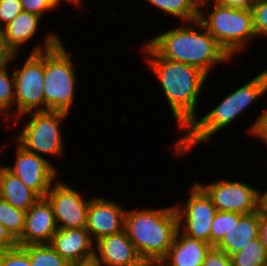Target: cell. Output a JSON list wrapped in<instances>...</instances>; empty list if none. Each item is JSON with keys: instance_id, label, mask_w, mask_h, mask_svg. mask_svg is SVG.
I'll return each instance as SVG.
<instances>
[{"instance_id": "2", "label": "cell", "mask_w": 267, "mask_h": 266, "mask_svg": "<svg viewBox=\"0 0 267 266\" xmlns=\"http://www.w3.org/2000/svg\"><path fill=\"white\" fill-rule=\"evenodd\" d=\"M170 29L149 40L148 44L163 58L186 63L204 72L207 76L217 63L231 59L217 40L198 21ZM196 24V25H195ZM199 30H204L197 32ZM215 64V65H214Z\"/></svg>"}, {"instance_id": "9", "label": "cell", "mask_w": 267, "mask_h": 266, "mask_svg": "<svg viewBox=\"0 0 267 266\" xmlns=\"http://www.w3.org/2000/svg\"><path fill=\"white\" fill-rule=\"evenodd\" d=\"M191 191L185 208L179 204L175 206L178 214V228L182 229L187 236L211 244V226L217 209L211 198L197 183L193 184Z\"/></svg>"}, {"instance_id": "27", "label": "cell", "mask_w": 267, "mask_h": 266, "mask_svg": "<svg viewBox=\"0 0 267 266\" xmlns=\"http://www.w3.org/2000/svg\"><path fill=\"white\" fill-rule=\"evenodd\" d=\"M0 266H31L26 250L17 245L11 249L0 251Z\"/></svg>"}, {"instance_id": "10", "label": "cell", "mask_w": 267, "mask_h": 266, "mask_svg": "<svg viewBox=\"0 0 267 266\" xmlns=\"http://www.w3.org/2000/svg\"><path fill=\"white\" fill-rule=\"evenodd\" d=\"M197 184L211 198L217 211L249 214L260 209V191L246 183L220 179L207 185Z\"/></svg>"}, {"instance_id": "22", "label": "cell", "mask_w": 267, "mask_h": 266, "mask_svg": "<svg viewBox=\"0 0 267 266\" xmlns=\"http://www.w3.org/2000/svg\"><path fill=\"white\" fill-rule=\"evenodd\" d=\"M230 258L233 266H267V256L260 237L230 255Z\"/></svg>"}, {"instance_id": "31", "label": "cell", "mask_w": 267, "mask_h": 266, "mask_svg": "<svg viewBox=\"0 0 267 266\" xmlns=\"http://www.w3.org/2000/svg\"><path fill=\"white\" fill-rule=\"evenodd\" d=\"M202 266H233L231 258L223 250L212 246L207 252Z\"/></svg>"}, {"instance_id": "41", "label": "cell", "mask_w": 267, "mask_h": 266, "mask_svg": "<svg viewBox=\"0 0 267 266\" xmlns=\"http://www.w3.org/2000/svg\"><path fill=\"white\" fill-rule=\"evenodd\" d=\"M207 0H195L198 5L205 3Z\"/></svg>"}, {"instance_id": "1", "label": "cell", "mask_w": 267, "mask_h": 266, "mask_svg": "<svg viewBox=\"0 0 267 266\" xmlns=\"http://www.w3.org/2000/svg\"><path fill=\"white\" fill-rule=\"evenodd\" d=\"M144 48L145 59L160 80L177 127L186 130L198 117L197 101L208 76L194 66L161 57L148 43Z\"/></svg>"}, {"instance_id": "42", "label": "cell", "mask_w": 267, "mask_h": 266, "mask_svg": "<svg viewBox=\"0 0 267 266\" xmlns=\"http://www.w3.org/2000/svg\"><path fill=\"white\" fill-rule=\"evenodd\" d=\"M263 73H264V76L266 77V89H267V70H264Z\"/></svg>"}, {"instance_id": "19", "label": "cell", "mask_w": 267, "mask_h": 266, "mask_svg": "<svg viewBox=\"0 0 267 266\" xmlns=\"http://www.w3.org/2000/svg\"><path fill=\"white\" fill-rule=\"evenodd\" d=\"M0 198L27 211L40 197L6 166H0Z\"/></svg>"}, {"instance_id": "7", "label": "cell", "mask_w": 267, "mask_h": 266, "mask_svg": "<svg viewBox=\"0 0 267 266\" xmlns=\"http://www.w3.org/2000/svg\"><path fill=\"white\" fill-rule=\"evenodd\" d=\"M213 5L214 9L208 16L199 9L198 21L232 58L256 36L251 10L227 7L222 4Z\"/></svg>"}, {"instance_id": "35", "label": "cell", "mask_w": 267, "mask_h": 266, "mask_svg": "<svg viewBox=\"0 0 267 266\" xmlns=\"http://www.w3.org/2000/svg\"><path fill=\"white\" fill-rule=\"evenodd\" d=\"M14 53L10 50L5 39V28L0 26V64L10 61Z\"/></svg>"}, {"instance_id": "37", "label": "cell", "mask_w": 267, "mask_h": 266, "mask_svg": "<svg viewBox=\"0 0 267 266\" xmlns=\"http://www.w3.org/2000/svg\"><path fill=\"white\" fill-rule=\"evenodd\" d=\"M128 266H161V262L150 258H140L134 264Z\"/></svg>"}, {"instance_id": "11", "label": "cell", "mask_w": 267, "mask_h": 266, "mask_svg": "<svg viewBox=\"0 0 267 266\" xmlns=\"http://www.w3.org/2000/svg\"><path fill=\"white\" fill-rule=\"evenodd\" d=\"M45 198L52 206L58 229L86 228L90 200L63 182H54Z\"/></svg>"}, {"instance_id": "32", "label": "cell", "mask_w": 267, "mask_h": 266, "mask_svg": "<svg viewBox=\"0 0 267 266\" xmlns=\"http://www.w3.org/2000/svg\"><path fill=\"white\" fill-rule=\"evenodd\" d=\"M248 133H252L255 137L265 141L267 145V109L255 120L248 129Z\"/></svg>"}, {"instance_id": "8", "label": "cell", "mask_w": 267, "mask_h": 266, "mask_svg": "<svg viewBox=\"0 0 267 266\" xmlns=\"http://www.w3.org/2000/svg\"><path fill=\"white\" fill-rule=\"evenodd\" d=\"M27 114L31 119L17 136V143L39 156L42 154L62 156L64 145L60 124L67 118L68 113L47 110L33 111L24 115Z\"/></svg>"}, {"instance_id": "36", "label": "cell", "mask_w": 267, "mask_h": 266, "mask_svg": "<svg viewBox=\"0 0 267 266\" xmlns=\"http://www.w3.org/2000/svg\"><path fill=\"white\" fill-rule=\"evenodd\" d=\"M259 237L267 256V212H264L261 209H259Z\"/></svg>"}, {"instance_id": "18", "label": "cell", "mask_w": 267, "mask_h": 266, "mask_svg": "<svg viewBox=\"0 0 267 266\" xmlns=\"http://www.w3.org/2000/svg\"><path fill=\"white\" fill-rule=\"evenodd\" d=\"M259 237V210L243 214L239 219H233V226L216 246L229 256L245 248L252 240Z\"/></svg>"}, {"instance_id": "38", "label": "cell", "mask_w": 267, "mask_h": 266, "mask_svg": "<svg viewBox=\"0 0 267 266\" xmlns=\"http://www.w3.org/2000/svg\"><path fill=\"white\" fill-rule=\"evenodd\" d=\"M70 266H101V265L93 258L87 261L70 263Z\"/></svg>"}, {"instance_id": "29", "label": "cell", "mask_w": 267, "mask_h": 266, "mask_svg": "<svg viewBox=\"0 0 267 266\" xmlns=\"http://www.w3.org/2000/svg\"><path fill=\"white\" fill-rule=\"evenodd\" d=\"M22 9L25 12H29L42 17L47 11L55 10L59 4V0H20Z\"/></svg>"}, {"instance_id": "23", "label": "cell", "mask_w": 267, "mask_h": 266, "mask_svg": "<svg viewBox=\"0 0 267 266\" xmlns=\"http://www.w3.org/2000/svg\"><path fill=\"white\" fill-rule=\"evenodd\" d=\"M28 253L31 266H70L49 244L22 246Z\"/></svg>"}, {"instance_id": "5", "label": "cell", "mask_w": 267, "mask_h": 266, "mask_svg": "<svg viewBox=\"0 0 267 266\" xmlns=\"http://www.w3.org/2000/svg\"><path fill=\"white\" fill-rule=\"evenodd\" d=\"M60 38L54 32L45 37L44 47L36 46L27 57L20 70L16 69L12 73L15 79V103L17 112H11L10 116H15L14 125L24 114L33 111H45L44 100V51L52 49L59 42Z\"/></svg>"}, {"instance_id": "12", "label": "cell", "mask_w": 267, "mask_h": 266, "mask_svg": "<svg viewBox=\"0 0 267 266\" xmlns=\"http://www.w3.org/2000/svg\"><path fill=\"white\" fill-rule=\"evenodd\" d=\"M16 148L15 165L7 168L40 198H45L56 180V168L44 156L26 150L19 143Z\"/></svg>"}, {"instance_id": "28", "label": "cell", "mask_w": 267, "mask_h": 266, "mask_svg": "<svg viewBox=\"0 0 267 266\" xmlns=\"http://www.w3.org/2000/svg\"><path fill=\"white\" fill-rule=\"evenodd\" d=\"M250 10L256 37L267 36V0H256Z\"/></svg>"}, {"instance_id": "24", "label": "cell", "mask_w": 267, "mask_h": 266, "mask_svg": "<svg viewBox=\"0 0 267 266\" xmlns=\"http://www.w3.org/2000/svg\"><path fill=\"white\" fill-rule=\"evenodd\" d=\"M26 211L15 208L0 198V223L17 240L24 230Z\"/></svg>"}, {"instance_id": "21", "label": "cell", "mask_w": 267, "mask_h": 266, "mask_svg": "<svg viewBox=\"0 0 267 266\" xmlns=\"http://www.w3.org/2000/svg\"><path fill=\"white\" fill-rule=\"evenodd\" d=\"M171 16L184 19L188 23L198 20L199 5L195 0H146Z\"/></svg>"}, {"instance_id": "33", "label": "cell", "mask_w": 267, "mask_h": 266, "mask_svg": "<svg viewBox=\"0 0 267 266\" xmlns=\"http://www.w3.org/2000/svg\"><path fill=\"white\" fill-rule=\"evenodd\" d=\"M211 1V2H210ZM256 0H207L205 3L199 5V7L207 5V3L212 4H222L227 7H233L238 9H250Z\"/></svg>"}, {"instance_id": "34", "label": "cell", "mask_w": 267, "mask_h": 266, "mask_svg": "<svg viewBox=\"0 0 267 266\" xmlns=\"http://www.w3.org/2000/svg\"><path fill=\"white\" fill-rule=\"evenodd\" d=\"M17 240L0 223V251H5L17 246Z\"/></svg>"}, {"instance_id": "4", "label": "cell", "mask_w": 267, "mask_h": 266, "mask_svg": "<svg viewBox=\"0 0 267 266\" xmlns=\"http://www.w3.org/2000/svg\"><path fill=\"white\" fill-rule=\"evenodd\" d=\"M178 223L175 206L158 210H126L124 231L140 258L161 262L172 245Z\"/></svg>"}, {"instance_id": "26", "label": "cell", "mask_w": 267, "mask_h": 266, "mask_svg": "<svg viewBox=\"0 0 267 266\" xmlns=\"http://www.w3.org/2000/svg\"><path fill=\"white\" fill-rule=\"evenodd\" d=\"M243 214L230 211H217L211 226V245L217 246L233 226V219Z\"/></svg>"}, {"instance_id": "17", "label": "cell", "mask_w": 267, "mask_h": 266, "mask_svg": "<svg viewBox=\"0 0 267 266\" xmlns=\"http://www.w3.org/2000/svg\"><path fill=\"white\" fill-rule=\"evenodd\" d=\"M211 247V244L187 236L178 228L161 266H202Z\"/></svg>"}, {"instance_id": "14", "label": "cell", "mask_w": 267, "mask_h": 266, "mask_svg": "<svg viewBox=\"0 0 267 266\" xmlns=\"http://www.w3.org/2000/svg\"><path fill=\"white\" fill-rule=\"evenodd\" d=\"M58 226L51 204L39 198L25 214L24 230L17 239L20 246L27 244H49Z\"/></svg>"}, {"instance_id": "6", "label": "cell", "mask_w": 267, "mask_h": 266, "mask_svg": "<svg viewBox=\"0 0 267 266\" xmlns=\"http://www.w3.org/2000/svg\"><path fill=\"white\" fill-rule=\"evenodd\" d=\"M70 56L62 40L52 49L44 51L45 111L69 114L72 108L77 76Z\"/></svg>"}, {"instance_id": "15", "label": "cell", "mask_w": 267, "mask_h": 266, "mask_svg": "<svg viewBox=\"0 0 267 266\" xmlns=\"http://www.w3.org/2000/svg\"><path fill=\"white\" fill-rule=\"evenodd\" d=\"M95 242L86 228L58 229L49 245L69 263L94 258Z\"/></svg>"}, {"instance_id": "3", "label": "cell", "mask_w": 267, "mask_h": 266, "mask_svg": "<svg viewBox=\"0 0 267 266\" xmlns=\"http://www.w3.org/2000/svg\"><path fill=\"white\" fill-rule=\"evenodd\" d=\"M267 92L266 77L261 72L245 85L227 95L201 119H195L174 145V154L183 156L196 144L210 141L216 132L229 126L252 102Z\"/></svg>"}, {"instance_id": "20", "label": "cell", "mask_w": 267, "mask_h": 266, "mask_svg": "<svg viewBox=\"0 0 267 266\" xmlns=\"http://www.w3.org/2000/svg\"><path fill=\"white\" fill-rule=\"evenodd\" d=\"M41 18L38 15L22 11L4 26L6 43L14 54H18L21 45L28 42L37 33Z\"/></svg>"}, {"instance_id": "30", "label": "cell", "mask_w": 267, "mask_h": 266, "mask_svg": "<svg viewBox=\"0 0 267 266\" xmlns=\"http://www.w3.org/2000/svg\"><path fill=\"white\" fill-rule=\"evenodd\" d=\"M20 0H0V26H5L22 12Z\"/></svg>"}, {"instance_id": "16", "label": "cell", "mask_w": 267, "mask_h": 266, "mask_svg": "<svg viewBox=\"0 0 267 266\" xmlns=\"http://www.w3.org/2000/svg\"><path fill=\"white\" fill-rule=\"evenodd\" d=\"M95 244L97 249L94 259L101 266H128L140 259L134 244L124 230L102 237Z\"/></svg>"}, {"instance_id": "40", "label": "cell", "mask_w": 267, "mask_h": 266, "mask_svg": "<svg viewBox=\"0 0 267 266\" xmlns=\"http://www.w3.org/2000/svg\"><path fill=\"white\" fill-rule=\"evenodd\" d=\"M60 2L62 1V0H59ZM66 1H69V2H71V3H73V4H80V1L81 0H66Z\"/></svg>"}, {"instance_id": "39", "label": "cell", "mask_w": 267, "mask_h": 266, "mask_svg": "<svg viewBox=\"0 0 267 266\" xmlns=\"http://www.w3.org/2000/svg\"><path fill=\"white\" fill-rule=\"evenodd\" d=\"M260 209L267 212V190L264 193L260 192Z\"/></svg>"}, {"instance_id": "13", "label": "cell", "mask_w": 267, "mask_h": 266, "mask_svg": "<svg viewBox=\"0 0 267 266\" xmlns=\"http://www.w3.org/2000/svg\"><path fill=\"white\" fill-rule=\"evenodd\" d=\"M125 213L126 210L115 202L101 197L91 198L87 210L86 230L94 242L102 237L117 234L124 230Z\"/></svg>"}, {"instance_id": "25", "label": "cell", "mask_w": 267, "mask_h": 266, "mask_svg": "<svg viewBox=\"0 0 267 266\" xmlns=\"http://www.w3.org/2000/svg\"><path fill=\"white\" fill-rule=\"evenodd\" d=\"M18 54H14L10 61L0 64V113L7 116L5 119L9 118L8 109L14 106L15 103V79L14 75L10 76L8 69V64L12 62ZM4 112V113H3Z\"/></svg>"}]
</instances>
